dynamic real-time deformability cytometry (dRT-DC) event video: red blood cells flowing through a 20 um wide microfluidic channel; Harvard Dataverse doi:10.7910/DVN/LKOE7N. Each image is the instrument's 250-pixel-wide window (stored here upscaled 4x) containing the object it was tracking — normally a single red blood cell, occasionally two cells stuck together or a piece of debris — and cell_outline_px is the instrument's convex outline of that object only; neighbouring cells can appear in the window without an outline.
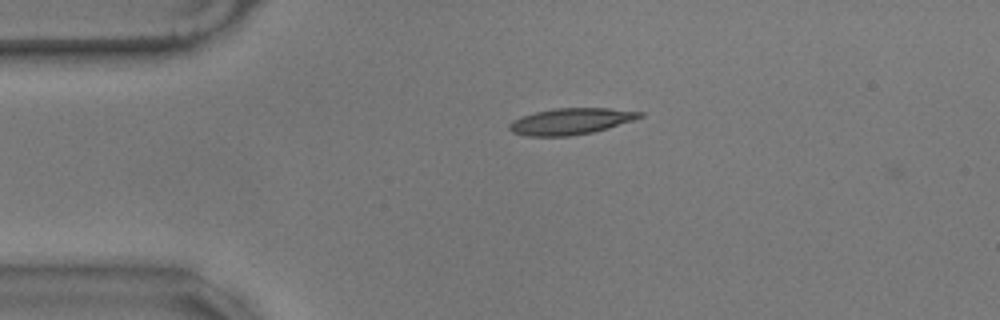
{"species": "common noctule bat (a hibernating species)", "species_latin": "Nyctalus noctula", "temperature_condition": "warm", "stored_images_in_passage": 43, "camera_frame_rate_fps": 3000, "um_per_image_px": 0.085, "animal": {"sex": "male", "body_mass_g": 17.9}, "frame": {"image": 1, "passage_image": 3, "time_ms": 0.667, "image_size_px": [1000, 320], "cell_outline_px": [[644, 116], [608, 128], [592, 132], [568, 136], [524, 136], [512, 132], [508, 128], [508, 124], [512, 120], [520, 116], [536, 112], [556, 108], [608, 108], [644, 112]], "centroid_in_image_um": [48.48, 10.31], "position_along_channel_um": 36.5, "area_um2": 20.0}}
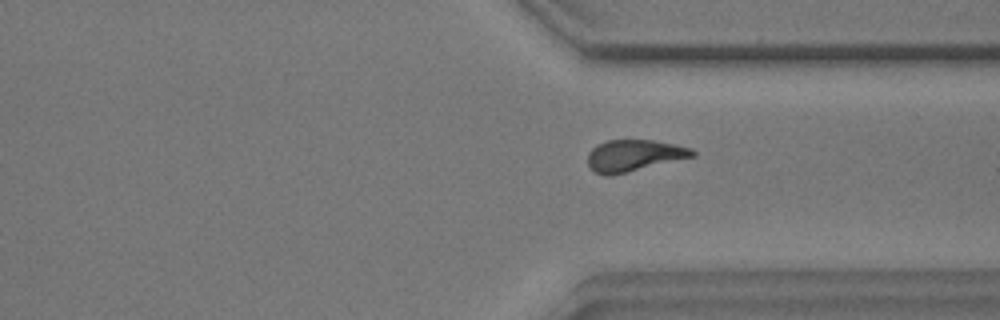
{"frame": {"image": 2, "passage_image": 33, "time_ms": 10.667, "image_size_px": [1000, 320], "cell_outline_px": [[696, 156], [612, 176], [604, 176], [588, 168], [588, 152], [592, 148], [608, 140], [652, 140], [676, 144], [692, 148], [696, 152]], "centroid_in_image_um": [53.9, 13.23], "position_along_channel_um": 357.5, "area_um2": 19.48}}
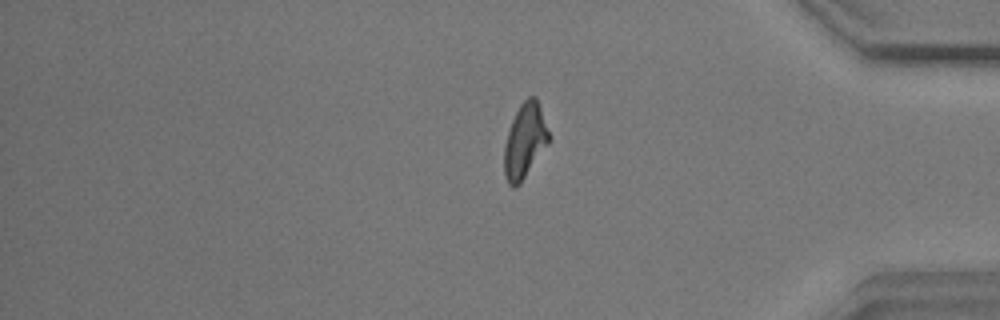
{"frame": {"image": 3, "passage_image": 38, "time_ms": 12.333, "image_size_px": [1000, 320], "cell_outline_px": [[552, 136], [548, 144], [520, 184], [516, 188], [512, 188], [508, 184], [504, 176], [504, 144], [512, 120], [520, 104], [528, 96], [536, 96]], "centroid_in_image_um": [44.62, 11.98], "position_along_channel_um": 390.6, "area_um2": 19.77}}